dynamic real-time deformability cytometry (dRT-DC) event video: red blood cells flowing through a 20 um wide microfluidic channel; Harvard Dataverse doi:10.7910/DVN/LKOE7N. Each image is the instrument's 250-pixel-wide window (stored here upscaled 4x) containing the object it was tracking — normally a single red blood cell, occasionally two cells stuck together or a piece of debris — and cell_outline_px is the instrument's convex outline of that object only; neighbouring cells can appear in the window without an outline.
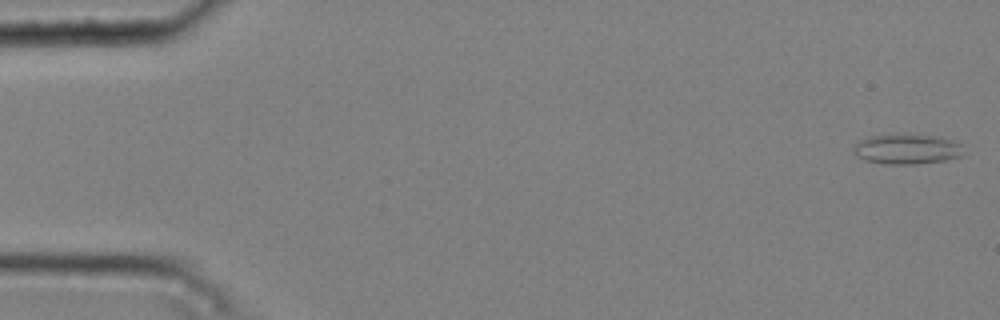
{"species": "common noctule bat (a hibernating species)", "species_latin": "Nyctalus noctula", "temperature_condition": "cold", "stored_images_in_passage": 6, "camera_frame_rate_fps": 3000, "um_per_image_px": 0.085, "animal": {"sex": "male", "body_mass_g": 20.4}, "frame": {"image": 1, "passage_image": 1, "time_ms": 0.0, "image_size_px": [1000, 320], "cell_outline_px": [[960, 156], [944, 160], [916, 164], [884, 164], [864, 160], [856, 156], [852, 152], [852, 148], [860, 140], [872, 136], [940, 136], [952, 140], [960, 144]], "centroid_in_image_um": [77.02, 12.7], "position_along_channel_um": 8.0, "area_um2": 18.67}}